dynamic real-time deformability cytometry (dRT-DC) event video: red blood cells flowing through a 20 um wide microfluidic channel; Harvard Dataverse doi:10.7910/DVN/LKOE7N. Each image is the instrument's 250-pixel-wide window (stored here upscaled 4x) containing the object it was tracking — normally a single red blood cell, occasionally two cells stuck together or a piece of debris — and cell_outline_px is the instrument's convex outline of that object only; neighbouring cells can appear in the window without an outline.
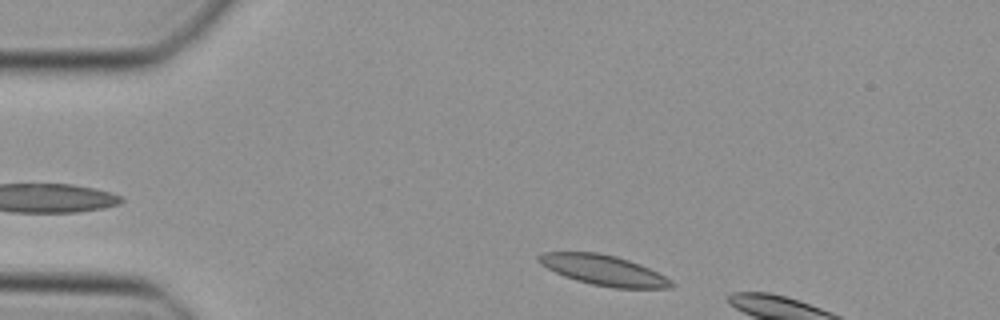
{"species": "Egyptian fruit bat (a non-hibernating species)", "species_latin": "Rousettus aegyptiacus", "temperature_condition": "cold", "stored_images_in_passage": 5, "camera_frame_rate_fps": 3000, "um_per_image_px": 0.085, "animal": {"sex": "female"}, "frame": {"image": 1, "passage_image": 2, "time_ms": 0.333, "image_size_px": [1000, 320], "cell_outline_px": [[676, 284], [672, 288], [612, 288], [592, 284], [576, 280], [564, 276], [540, 264], [536, 260], [536, 256], [544, 252], [600, 252], [616, 256], [640, 264], [672, 280]], "centroid_in_image_um": [51.3, 22.96], "position_along_channel_um": 33.7, "area_um2": 23.41}}